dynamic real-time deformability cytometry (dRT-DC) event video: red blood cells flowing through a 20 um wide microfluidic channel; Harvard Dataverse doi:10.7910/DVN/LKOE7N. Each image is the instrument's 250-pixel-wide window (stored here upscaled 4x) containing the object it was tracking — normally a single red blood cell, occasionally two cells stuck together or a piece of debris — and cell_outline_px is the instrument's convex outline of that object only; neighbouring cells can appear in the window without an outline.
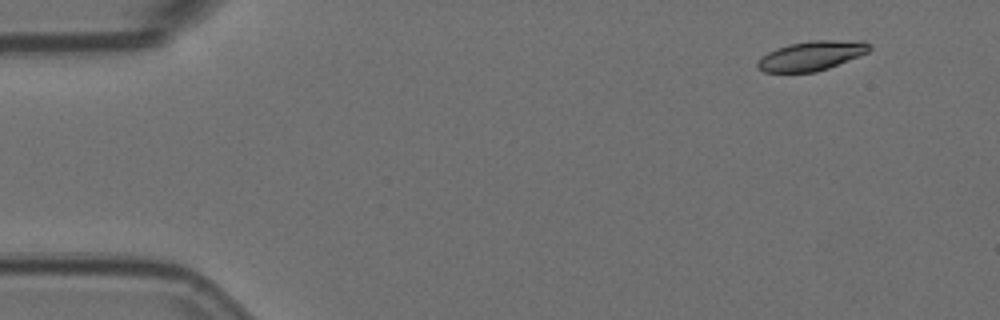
{"species": "Egyptian fruit bat (a non-hibernating species)", "species_latin": "Rousettus aegyptiacus", "temperature_condition": "room temperature", "stored_images_in_passage": 6, "camera_frame_rate_fps": 3000, "um_per_image_px": 0.085, "animal": {"sex": "female"}, "frame": {"image": 1, "passage_image": 2, "time_ms": 0.333, "image_size_px": [1000, 320], "cell_outline_px": [[872, 48], [868, 52], [828, 68], [816, 72], [764, 72], [756, 68], [756, 64], [768, 52], [776, 48], [788, 44], [812, 40], [864, 40], [872, 44]], "centroid_in_image_um": [69.01, 4.72], "position_along_channel_um": 16.0, "area_um2": 19.31}}
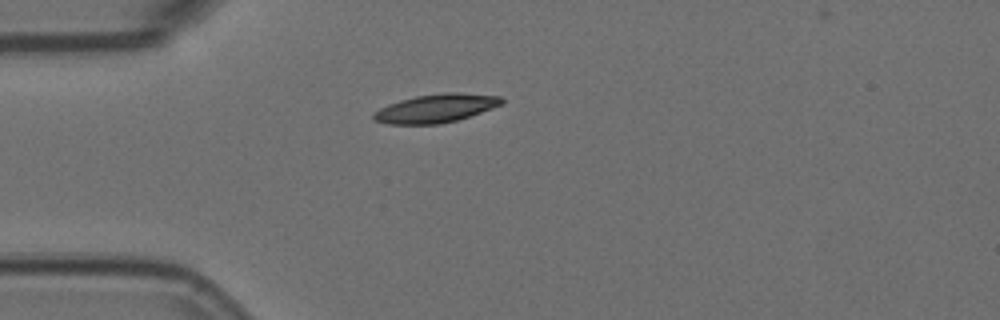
{"frame": {"image": 2, "passage_image": 5, "time_ms": 1.333, "image_size_px": [1000, 320], "cell_outline_px": [[504, 104], [456, 120], [440, 124], [388, 124], [372, 120], [372, 112], [388, 104], [400, 100], [416, 96], [444, 92], [460, 92], [500, 96], [504, 100]], "centroid_in_image_um": [37.02, 9.2], "position_along_channel_um": 48.0, "area_um2": 21.33}}